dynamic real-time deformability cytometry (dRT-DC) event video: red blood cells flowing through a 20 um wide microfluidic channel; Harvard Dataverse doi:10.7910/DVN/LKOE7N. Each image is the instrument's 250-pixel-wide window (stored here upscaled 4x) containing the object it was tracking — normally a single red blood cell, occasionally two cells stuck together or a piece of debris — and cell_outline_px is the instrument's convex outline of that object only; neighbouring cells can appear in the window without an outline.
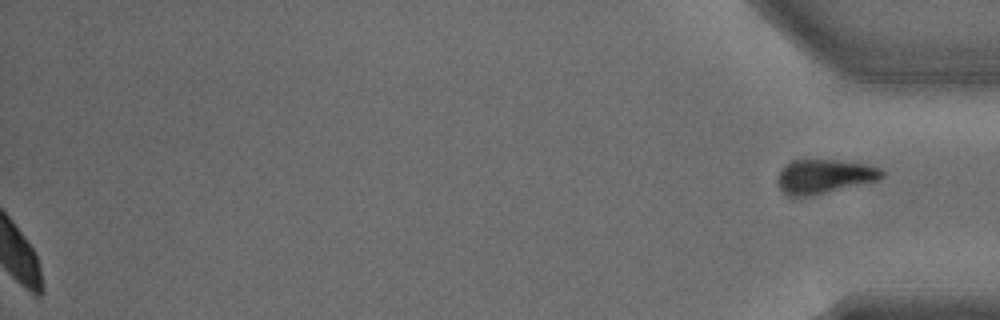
{"species": "common noctule bat (a hibernating species)", "species_latin": "Nyctalus noctula", "temperature_condition": "warm", "stored_images_in_passage": 26, "segment_of_instrument_passage": [2, 2], "camera_frame_rate_fps": 3000, "um_per_image_px": 0.085, "animal": {"sex": "male", "body_mass_g": 15.6}, "frame": {"image": 1, "passage_image": 26, "time_ms": 8.333, "image_size_px": [1000, 320], "cell_outline_px": [[884, 176], [880, 180], [796, 200], [788, 196], [780, 188], [776, 180], [776, 176], [780, 168], [784, 164], [792, 160], [840, 160], [872, 164], [880, 168], [884, 172]], "centroid_in_image_um": [70.04, 15.02], "position_along_channel_um": 365.2, "area_um2": 21.73}}